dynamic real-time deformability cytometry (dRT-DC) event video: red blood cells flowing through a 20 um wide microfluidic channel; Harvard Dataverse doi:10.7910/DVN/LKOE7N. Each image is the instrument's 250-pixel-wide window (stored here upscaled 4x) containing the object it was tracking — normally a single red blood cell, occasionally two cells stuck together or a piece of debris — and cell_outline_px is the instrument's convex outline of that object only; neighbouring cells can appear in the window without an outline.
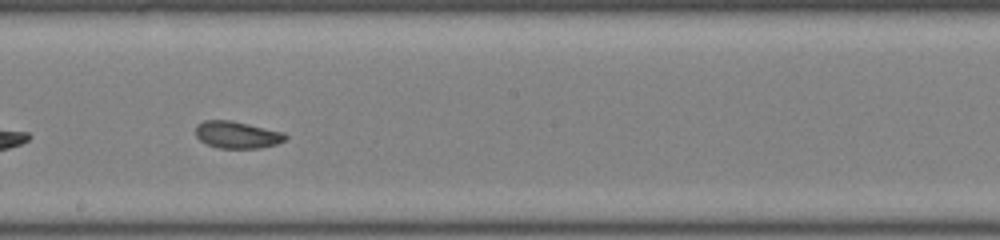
{"species": "common noctule bat (a hibernating species)", "species_latin": "Nyctalus noctula", "temperature_condition": "room temperature", "stored_images_in_passage": 36, "camera_frame_rate_fps": 3000, "um_per_image_px": 0.085, "animal": {"sex": "male", "body_mass_g": 19.0, "forearm_length_mm": 50.8}, "frame": {"image": 1, "passage_image": 21, "time_ms": 6.667, "image_size_px": [1000, 240], "cell_outline_px": [[288, 136], [284, 140], [276, 144], [260, 148], [216, 148], [200, 140], [196, 136], [196, 124], [204, 120], [232, 120], [284, 132]], "centroid_in_image_um": [20.14, 11.45], "position_along_channel_um": 228.1, "area_um2": 14.22}, "authors_computed_cell_mechanics": {"area_um2": 15.028, "velocity_mm_per_s": 4.1994, "shape_relaxation_time_tau1_ms": 3.1133, "shape_relaxation_time_tau2_ms": 2.5315, "deformation_change_tau1": 0.0884, "deformation_change_tau2": 0.0526}}